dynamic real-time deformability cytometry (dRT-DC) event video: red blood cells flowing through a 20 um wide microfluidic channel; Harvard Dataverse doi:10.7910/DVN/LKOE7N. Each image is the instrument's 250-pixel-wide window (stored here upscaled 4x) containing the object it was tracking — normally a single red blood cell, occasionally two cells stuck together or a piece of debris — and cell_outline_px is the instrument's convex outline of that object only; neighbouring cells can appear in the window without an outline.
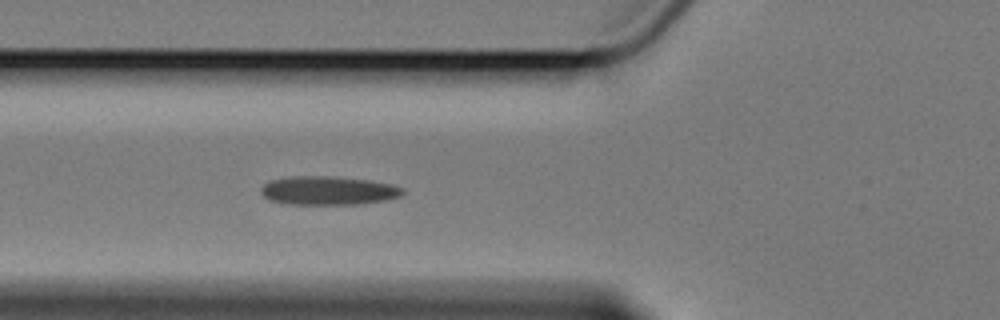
{"species": "Egyptian fruit bat (a non-hibernating species)", "species_latin": "Rousettus aegyptiacus", "temperature_condition": "cold", "stored_images_in_passage": 5, "camera_frame_rate_fps": 3000, "um_per_image_px": 0.085, "animal": {"sex": "female"}, "frame": {"image": 1, "passage_image": 5, "time_ms": 5.667, "image_size_px": [1000, 320], "cell_outline_px": [[404, 192], [400, 196], [384, 200], [360, 204], [288, 204], [268, 200], [260, 192], [260, 188], [268, 180], [292, 176], [332, 176], [368, 180], [392, 184], [404, 188]], "centroid_in_image_um": [27.86, 16.19], "position_along_channel_um": 97.9, "area_um2": 23.81}}